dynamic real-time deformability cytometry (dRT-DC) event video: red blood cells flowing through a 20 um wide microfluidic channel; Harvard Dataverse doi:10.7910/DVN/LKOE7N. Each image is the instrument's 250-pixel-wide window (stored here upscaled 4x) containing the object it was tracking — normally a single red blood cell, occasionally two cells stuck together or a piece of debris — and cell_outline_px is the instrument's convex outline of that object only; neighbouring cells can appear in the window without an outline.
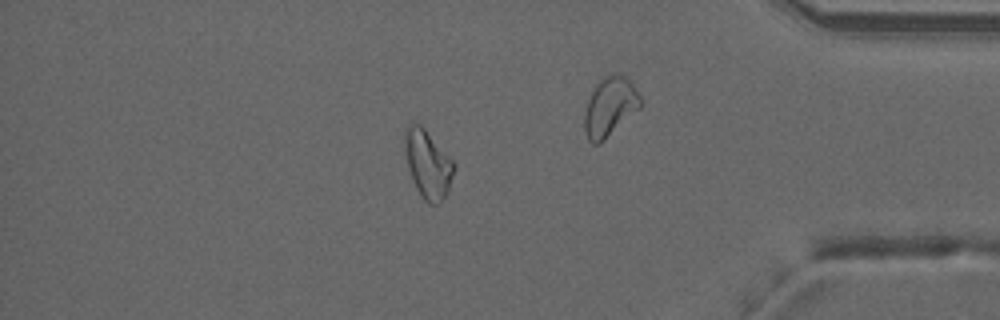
{"species": "common noctule bat (a hibernating species)", "species_latin": "Nyctalus noctula", "temperature_condition": "warm", "stored_images_in_passage": 49, "camera_frame_rate_fps": 3000, "um_per_image_px": 0.085, "animal": {"sex": "male", "forearm_length_mm": 52.5}, "frame": {"image": 1, "passage_image": 42, "time_ms": 13.667, "image_size_px": [1000, 320], "cell_outline_px": [[456, 164], [448, 188], [444, 196], [436, 204], [428, 204], [424, 200], [416, 188], [412, 180], [408, 168], [404, 148], [404, 128], [408, 124], [420, 124], [424, 128]], "centroid_in_image_um": [36.33, 13.92], "position_along_channel_um": 398.9, "area_um2": 19.25}, "authors_computed_cell_mechanics": {"area_um2": 20.808, "velocity_mm_per_s": 4.2347, "shape_relaxation_time_tau1_ms": null, "shape_relaxation_time_tau2_ms": 4.8077, "deformation_change_tau1": null, "deformation_change_tau2": 0.1287}}